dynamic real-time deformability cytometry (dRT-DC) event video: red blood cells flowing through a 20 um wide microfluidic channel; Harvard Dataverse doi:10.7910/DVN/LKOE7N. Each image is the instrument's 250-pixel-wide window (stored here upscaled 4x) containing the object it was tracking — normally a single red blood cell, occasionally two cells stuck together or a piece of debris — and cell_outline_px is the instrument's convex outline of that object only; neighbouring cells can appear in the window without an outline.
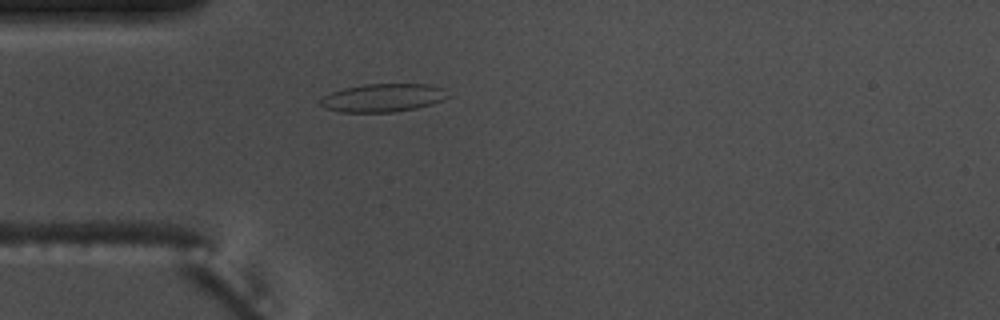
{"species": "common noctule bat (a hibernating species)", "species_latin": "Nyctalus noctula", "temperature_condition": "warm", "stored_images_in_passage": 1, "camera_frame_rate_fps": 3000, "um_per_image_px": 0.085, "animal": {"sex": "male", "body_mass_g": 17.5, "forearm_length_mm": 52.3}, "frame": {"image": 1, "passage_image": 1, "time_ms": 0.0, "image_size_px": [1000, 320], "cell_outline_px": [[452, 96], [432, 104], [416, 108], [392, 112], [340, 112], [324, 108], [320, 104], [320, 100], [324, 96], [332, 92], [344, 88], [364, 84], [428, 84], [444, 88]], "centroid_in_image_um": [32.59, 8.31], "position_along_channel_um": 52.4, "area_um2": 21.04}}